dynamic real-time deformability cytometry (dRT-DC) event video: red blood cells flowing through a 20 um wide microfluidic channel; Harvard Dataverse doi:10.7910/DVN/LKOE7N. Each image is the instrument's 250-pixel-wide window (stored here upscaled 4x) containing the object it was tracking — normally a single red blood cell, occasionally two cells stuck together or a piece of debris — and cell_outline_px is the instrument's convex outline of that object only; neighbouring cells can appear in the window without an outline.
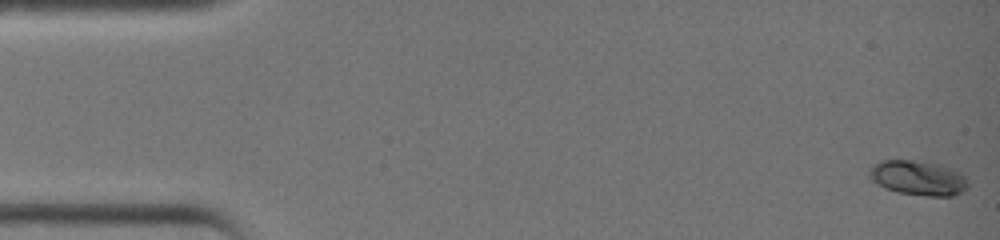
{"species": "common noctule bat (a hibernating species)", "species_latin": "Nyctalus noctula", "temperature_condition": "warm", "stored_images_in_passage": 39, "camera_frame_rate_fps": 3000, "um_per_image_px": 0.085, "animal": {"sex": "female", "body_mass_g": 19.0, "forearm_length_mm": 51.5}, "frame": {"image": 1, "passage_image": 1, "time_ms": 0.0, "image_size_px": [1000, 240], "cell_outline_px": [[968, 188], [952, 196], [924, 196], [896, 192], [884, 188], [872, 180], [868, 176], [868, 168], [872, 164], [880, 160], [924, 160], [956, 168], [964, 176], [968, 184]], "centroid_in_image_um": [78.02, 15.1], "position_along_channel_um": 7.0, "area_um2": 20.58}}
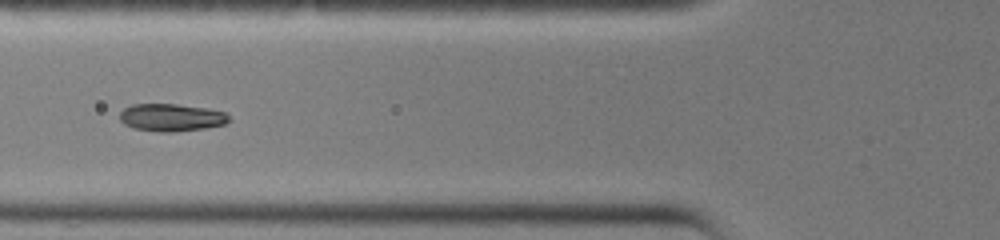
{"frame": {"image": 2, "passage_image": 16, "time_ms": 5.0, "image_size_px": [1000, 240], "cell_outline_px": [[232, 120], [224, 124], [204, 128], [172, 132], [160, 132], [132, 128], [124, 124], [120, 120], [120, 112], [124, 108], [132, 104], [176, 104], [208, 108], [224, 112]], "centroid_in_image_um": [14.55, 9.98], "position_along_channel_um": 111.3, "area_um2": 17.57}}
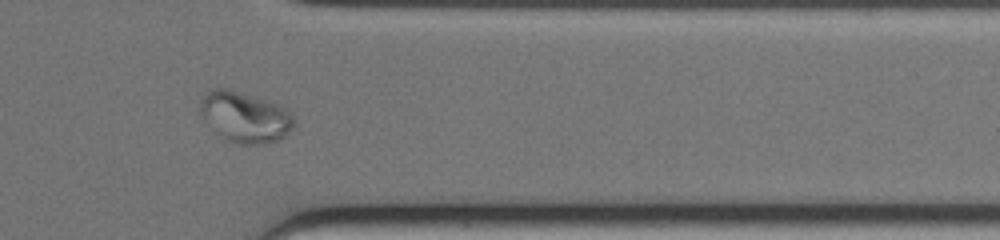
{"frame": {"image": 3, "passage_image": 33, "time_ms": 10.667, "image_size_px": [1000, 240], "cell_outline_px": [[296, 124], [284, 136], [276, 140], [264, 144], [236, 144], [220, 136], [200, 116], [200, 100], [204, 92], [208, 88], [224, 88], [272, 100], [280, 104], [296, 120]], "centroid_in_image_um": [20.8, 9.92], "position_along_channel_um": 390.6, "area_um2": 28.09}}